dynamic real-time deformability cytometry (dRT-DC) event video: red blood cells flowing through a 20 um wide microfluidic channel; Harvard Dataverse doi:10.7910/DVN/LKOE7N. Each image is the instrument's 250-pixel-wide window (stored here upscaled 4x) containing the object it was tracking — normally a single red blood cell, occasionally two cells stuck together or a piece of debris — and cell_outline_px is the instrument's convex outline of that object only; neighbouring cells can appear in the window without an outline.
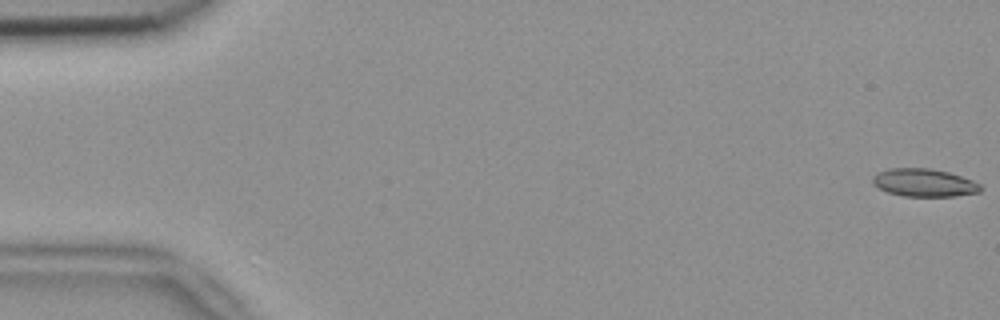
{"species": "common noctule bat (a hibernating species)", "species_latin": "Nyctalus noctula", "temperature_condition": "room temperature", "stored_images_in_passage": 53, "camera_frame_rate_fps": 3000, "um_per_image_px": 0.085, "animal": {"sex": "female", "body_mass_g": 18.4}, "frame": {"image": 1, "passage_image": 1, "time_ms": 0.0, "image_size_px": [1000, 320], "cell_outline_px": [[984, 188], [980, 192], [956, 196], [904, 196], [888, 192], [872, 184], [872, 176], [888, 168], [928, 168], [948, 172], [972, 180], [980, 184]], "centroid_in_image_um": [78.56, 15.53], "position_along_channel_um": 6.4, "area_um2": 17.51}}
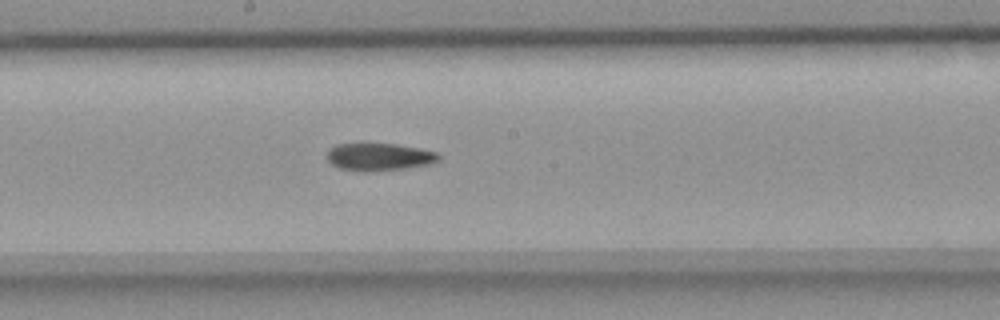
{"frame": {"image": 2, "passage_image": 29, "time_ms": 9.333, "image_size_px": [1000, 320], "cell_outline_px": [[440, 160], [432, 164], [408, 168], [372, 172], [360, 172], [340, 168], [332, 164], [328, 160], [328, 148], [336, 144], [360, 140], [396, 144], [436, 152], [440, 156]], "centroid_in_image_um": [32.17, 13.3], "position_along_channel_um": 216.0, "area_um2": 18.9}}
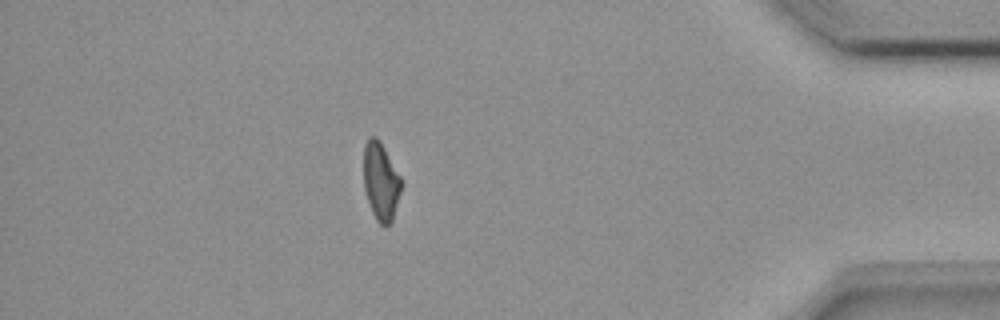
{"frame": {"image": 3, "passage_image": 47, "time_ms": 15.333, "image_size_px": [1000, 320], "cell_outline_px": [[400, 192], [392, 220], [388, 224], [380, 224], [376, 220], [372, 212], [364, 188], [364, 144], [368, 136], [376, 136], [380, 140], [400, 176]], "centroid_in_image_um": [32.34, 15.36], "position_along_channel_um": 402.9, "area_um2": 16.76}, "authors_computed_cell_mechanics": {"area_um2": 18.0336, "velocity_mm_per_s": 3.8315, "shape_relaxation_time_tau1_ms": null, "shape_relaxation_time_tau2_ms": 8.3237, "deformation_change_tau1": null, "deformation_change_tau2": 0.1772}}